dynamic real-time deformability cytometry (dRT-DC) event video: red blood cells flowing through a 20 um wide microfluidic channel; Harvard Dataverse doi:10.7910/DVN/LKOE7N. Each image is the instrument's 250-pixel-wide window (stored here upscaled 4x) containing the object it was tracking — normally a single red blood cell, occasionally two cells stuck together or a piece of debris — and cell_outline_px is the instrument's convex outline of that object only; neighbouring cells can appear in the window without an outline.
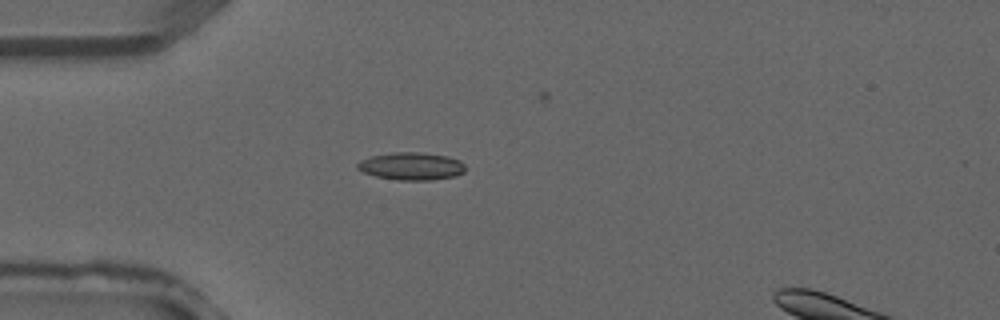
{"species": "common noctule bat (a hibernating species)", "species_latin": "Nyctalus noctula", "temperature_condition": "warm", "stored_images_in_passage": 3, "segment_of_instrument_passage": [1, 2], "camera_frame_rate_fps": 3000, "um_per_image_px": 0.085, "animal": {"sex": "male", "forearm_length_mm": 52.5}, "frame": {"image": 1, "passage_image": 2, "time_ms": 0.333, "image_size_px": [1000, 320], "cell_outline_px": [[464, 172], [456, 176], [432, 180], [396, 180], [376, 176], [364, 172], [356, 168], [356, 164], [360, 160], [372, 156], [392, 152], [424, 152], [448, 156], [460, 160], [464, 164]], "centroid_in_image_um": [34.98, 14.12], "position_along_channel_um": 50.0, "area_um2": 17.51}}